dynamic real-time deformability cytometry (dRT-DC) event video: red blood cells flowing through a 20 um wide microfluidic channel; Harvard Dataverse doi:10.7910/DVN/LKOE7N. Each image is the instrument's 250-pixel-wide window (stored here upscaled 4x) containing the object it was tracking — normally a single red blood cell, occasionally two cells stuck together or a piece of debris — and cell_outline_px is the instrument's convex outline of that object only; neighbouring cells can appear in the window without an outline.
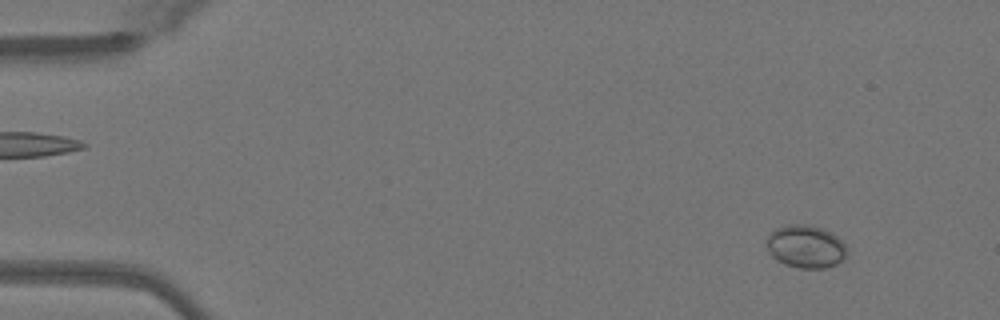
{"species": "Egyptian fruit bat (a non-hibernating species)", "species_latin": "Rousettus aegyptiacus", "temperature_condition": "warm", "stored_images_in_passage": 20, "camera_frame_rate_fps": 3000, "um_per_image_px": 0.085, "animal": {"sex": "female"}, "frame": {"image": 1, "passage_image": 5, "time_ms": 1.333, "image_size_px": [1000, 320], "cell_outline_px": [[844, 260], [836, 264], [824, 268], [800, 268], [784, 264], [776, 260], [772, 256], [768, 248], [768, 236], [776, 228], [788, 224], [804, 224], [824, 228], [832, 232], [844, 244]], "centroid_in_image_um": [68.48, 20.95], "position_along_channel_um": 16.5, "area_um2": 19.83}}
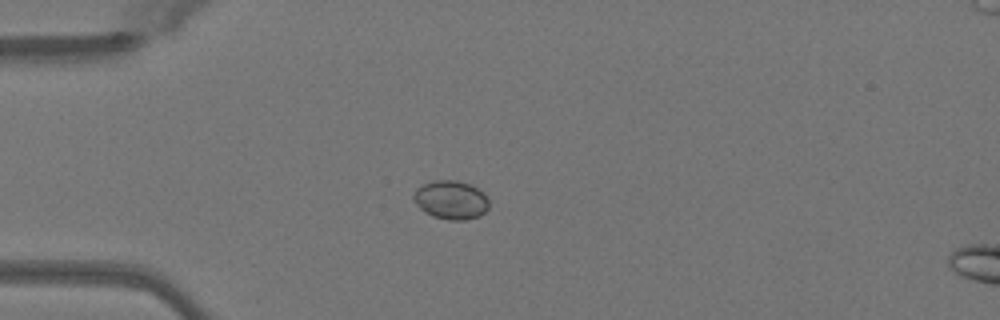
{"frame": {"image": 2, "passage_image": 14, "time_ms": 4.333, "image_size_px": [1000, 320], "cell_outline_px": [[488, 208], [480, 216], [468, 220], [448, 220], [432, 216], [424, 212], [412, 200], [412, 196], [416, 188], [424, 184], [436, 180], [456, 180], [468, 184], [484, 192], [488, 200]], "centroid_in_image_um": [38.31, 17.01], "position_along_channel_um": 46.7, "area_um2": 17.11}}
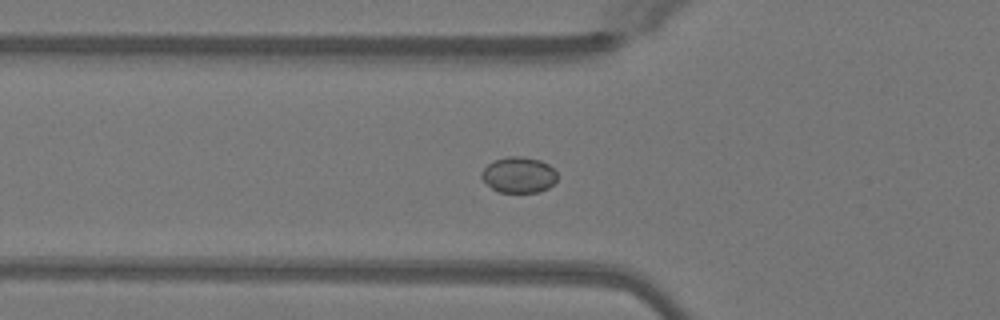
{"frame": {"image": 3, "passage_image": 18, "time_ms": 5.667, "image_size_px": [1000, 320], "cell_outline_px": [[556, 180], [548, 188], [540, 192], [500, 192], [492, 188], [480, 176], [480, 172], [488, 164], [496, 160], [508, 156], [520, 156], [540, 160], [548, 164], [556, 172]], "centroid_in_image_um": [44.09, 14.86], "position_along_channel_um": 81.7, "area_um2": 15.66}}